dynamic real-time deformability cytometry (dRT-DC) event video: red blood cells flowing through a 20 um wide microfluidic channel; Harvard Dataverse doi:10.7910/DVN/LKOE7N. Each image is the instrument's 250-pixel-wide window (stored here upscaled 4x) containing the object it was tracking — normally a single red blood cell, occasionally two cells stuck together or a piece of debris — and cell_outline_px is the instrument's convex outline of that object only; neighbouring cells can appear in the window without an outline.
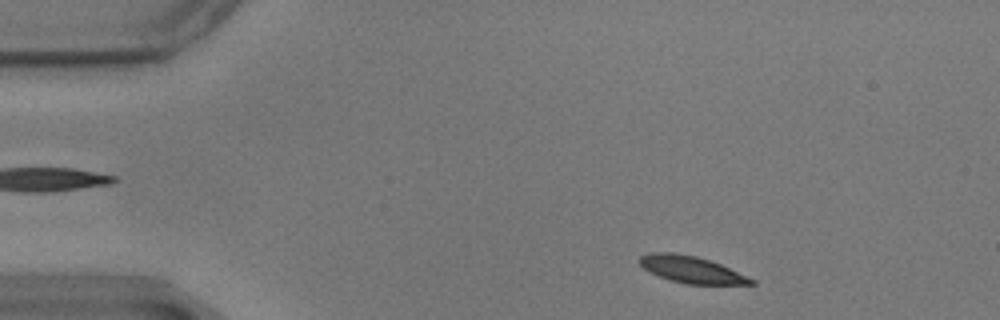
{"species": "common noctule bat (a hibernating species)", "species_latin": "Nyctalus noctula", "temperature_condition": "warm", "stored_images_in_passage": 52, "camera_frame_rate_fps": 3000, "um_per_image_px": 0.085, "animal": {"sex": "male", "body_mass_g": 17.9}, "frame": {"image": 1, "passage_image": 3, "time_ms": 0.667, "image_size_px": [1000, 320], "cell_outline_px": [[756, 284], [684, 284], [660, 276], [644, 268], [636, 260], [640, 256], [652, 252], [672, 252], [696, 256], [720, 264], [756, 280]], "centroid_in_image_um": [58.76, 22.9], "position_along_channel_um": 26.2, "area_um2": 17.22}}
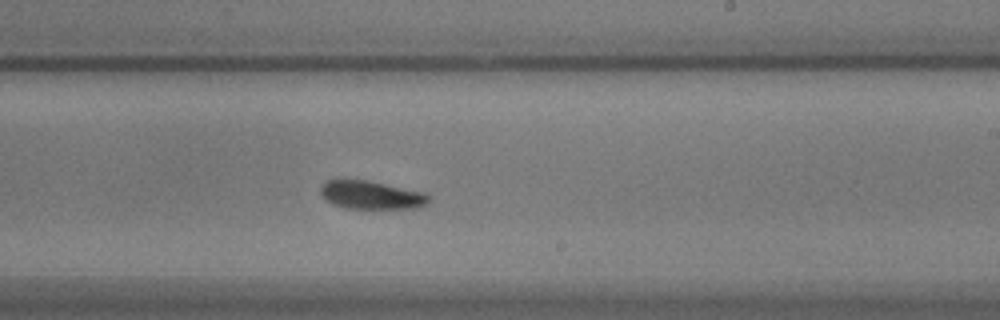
{"frame": {"image": 2, "passage_image": 29, "time_ms": 9.333, "image_size_px": [1000, 320], "cell_outline_px": [[432, 200], [428, 204], [416, 208], [348, 208], [332, 204], [320, 192], [320, 188], [328, 180], [336, 176], [368, 180], [424, 192], [432, 196]], "centroid_in_image_um": [31.57, 16.53], "position_along_channel_um": 257.4, "area_um2": 18.32}}
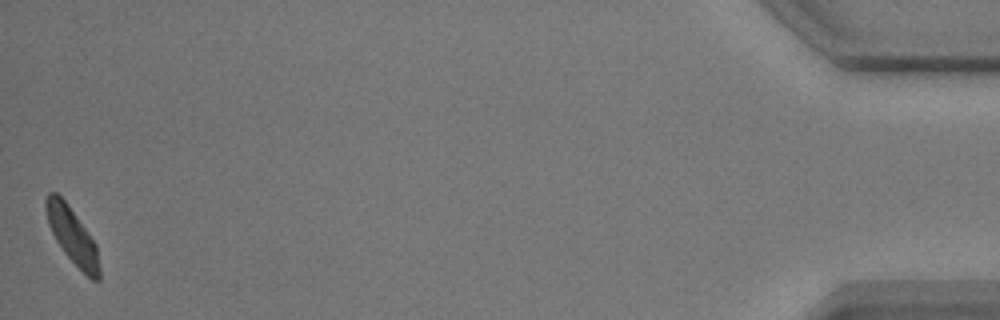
{"frame": {"image": 3, "passage_image": 52, "time_ms": 17.0, "image_size_px": [1000, 320], "cell_outline_px": [[100, 280], [92, 280], [64, 252], [56, 240], [48, 224], [44, 204], [44, 200], [48, 192], [56, 192], [68, 204], [88, 232], [96, 244], [100, 268]], "centroid_in_image_um": [6.13, 20.0], "position_along_channel_um": 429.1, "area_um2": 17.22}, "authors_computed_cell_mechanics": {"area_um2": 18.2359, "velocity_mm_per_s": 3.4477, "shape_relaxation_time_tau1_ms": 3.0156, "shape_relaxation_time_tau2_ms": 3.7846, "deformation_change_tau1": 0.1142, "deformation_change_tau2": 0.0697}}